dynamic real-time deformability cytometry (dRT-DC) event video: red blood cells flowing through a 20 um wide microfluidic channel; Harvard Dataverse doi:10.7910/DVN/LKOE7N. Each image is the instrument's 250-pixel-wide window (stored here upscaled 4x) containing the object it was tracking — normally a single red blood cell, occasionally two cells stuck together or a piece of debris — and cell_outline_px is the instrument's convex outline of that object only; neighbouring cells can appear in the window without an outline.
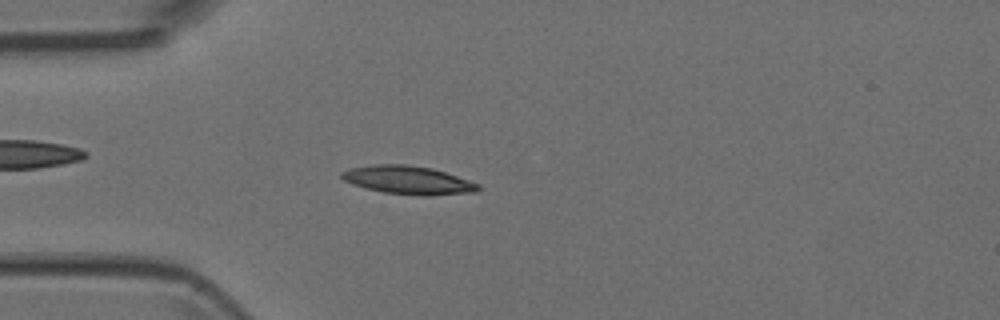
{"species": "Egyptian fruit bat (a non-hibernating species)", "species_latin": "Rousettus aegyptiacus", "temperature_condition": "room temperature", "stored_images_in_passage": 5, "camera_frame_rate_fps": 3000, "um_per_image_px": 0.085, "animal": {"sex": "female"}, "frame": {"image": 1, "passage_image": 5, "time_ms": 4.667, "image_size_px": [1000, 320], "cell_outline_px": [[480, 188], [476, 192], [428, 196], [424, 196], [384, 192], [352, 184], [344, 180], [340, 176], [340, 172], [352, 168], [376, 164], [404, 164], [432, 168], [480, 184]], "centroid_in_image_um": [34.7, 15.31], "position_along_channel_um": 50.3, "area_um2": 22.31}}